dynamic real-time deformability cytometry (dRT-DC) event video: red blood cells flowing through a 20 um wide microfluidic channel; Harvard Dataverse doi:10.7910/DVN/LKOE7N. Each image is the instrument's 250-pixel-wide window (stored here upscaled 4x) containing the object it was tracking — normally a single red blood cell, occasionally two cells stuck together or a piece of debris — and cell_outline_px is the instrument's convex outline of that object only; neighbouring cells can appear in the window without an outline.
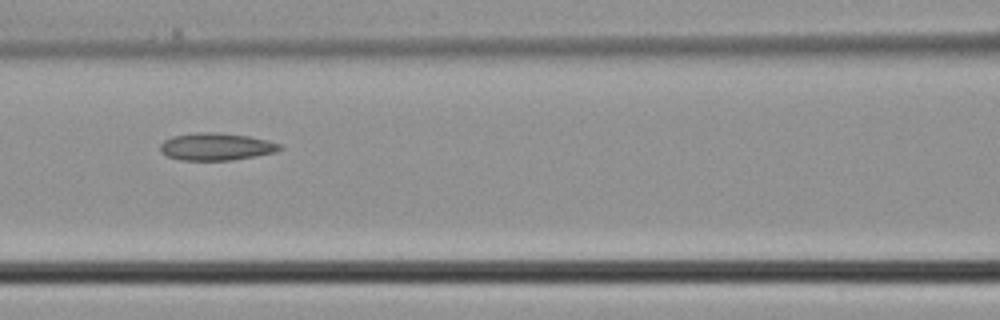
{"species": "common noctule bat (a hibernating species)", "species_latin": "Nyctalus noctula", "temperature_condition": "cold", "stored_images_in_passage": 6, "camera_frame_rate_fps": 3000, "um_per_image_px": 0.085, "animal": {"sex": "male", "body_mass_g": 21.5, "forearm_length_mm": 52.0}, "frame": {"image": 1, "passage_image": 6, "time_ms": 1.667, "image_size_px": [1000, 320], "cell_outline_px": [[284, 148], [276, 152], [256, 156], [232, 160], [184, 160], [168, 156], [160, 148], [160, 144], [164, 140], [172, 136], [196, 132], [216, 132], [248, 136], [268, 140], [280, 144]], "centroid_in_image_um": [18.42, 12.46], "position_along_channel_um": 148.2, "area_um2": 19.02}}